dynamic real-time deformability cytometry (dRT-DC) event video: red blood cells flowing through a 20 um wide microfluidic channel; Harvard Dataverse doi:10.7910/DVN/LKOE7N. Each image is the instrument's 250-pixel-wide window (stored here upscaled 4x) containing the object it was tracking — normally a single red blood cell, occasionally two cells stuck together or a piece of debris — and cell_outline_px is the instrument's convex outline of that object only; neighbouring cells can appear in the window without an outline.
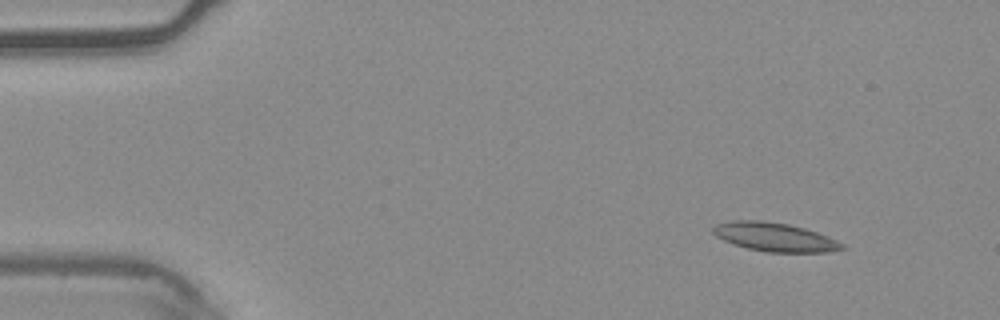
{"species": "common noctule bat (a hibernating species)", "species_latin": "Nyctalus noctula", "temperature_condition": "warm", "stored_images_in_passage": 5, "camera_frame_rate_fps": 3000, "um_per_image_px": 0.085, "animal": {"sex": "male", "body_mass_g": 20.4}, "frame": {"image": 1, "passage_image": 1, "time_ms": 0.0, "image_size_px": [1000, 320], "cell_outline_px": [[848, 248], [828, 252], [764, 252], [748, 248], [724, 240], [716, 236], [712, 232], [712, 228], [716, 224], [732, 220], [764, 220], [788, 224], [804, 228], [828, 236], [844, 244]], "centroid_in_image_um": [65.87, 20.14], "position_along_channel_um": 19.1, "area_um2": 21.62}}
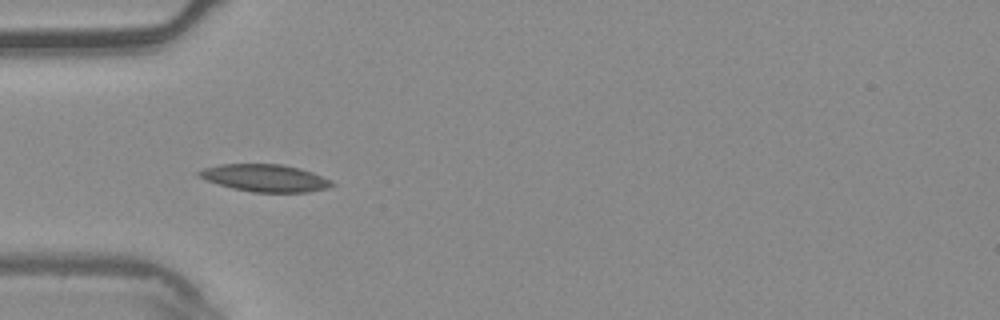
{"frame": {"image": 2, "passage_image": 4, "time_ms": 1.0, "image_size_px": [1000, 320], "cell_outline_px": [[336, 184], [328, 188], [308, 192], [252, 192], [232, 188], [196, 176], [196, 172], [204, 168], [220, 164], [280, 164], [300, 168], [312, 172]], "centroid_in_image_um": [22.51, 15.13], "position_along_channel_um": 62.5, "area_um2": 20.98}}